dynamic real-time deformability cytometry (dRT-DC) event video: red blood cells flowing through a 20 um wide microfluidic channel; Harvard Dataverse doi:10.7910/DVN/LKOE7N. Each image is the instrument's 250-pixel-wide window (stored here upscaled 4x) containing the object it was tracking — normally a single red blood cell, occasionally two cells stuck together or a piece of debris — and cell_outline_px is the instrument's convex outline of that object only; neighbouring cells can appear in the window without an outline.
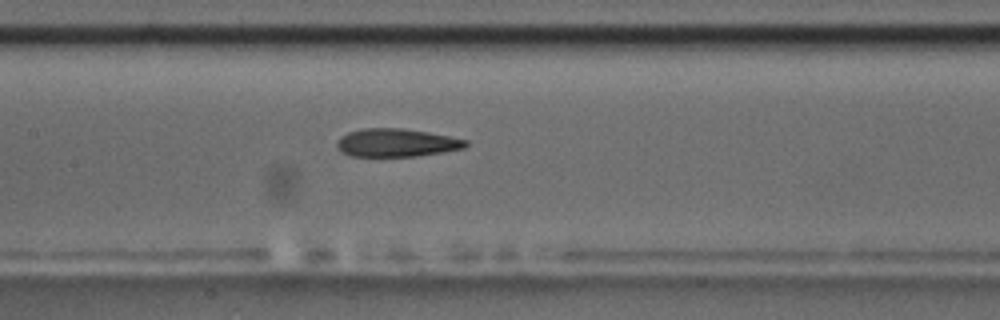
{"species": "common noctule bat (a hibernating species)", "species_latin": "Nyctalus noctula", "temperature_condition": "room temperature", "stored_images_in_passage": 41, "camera_frame_rate_fps": 3000, "um_per_image_px": 0.085, "animal": {"sex": "male", "body_mass_g": 17.5, "forearm_length_mm": 52.3}, "frame": {"image": 1, "passage_image": 12, "time_ms": 3.667, "image_size_px": [1000, 320], "cell_outline_px": [[468, 144], [464, 148], [444, 152], [420, 156], [352, 156], [336, 148], [336, 140], [340, 136], [348, 132], [360, 128], [404, 128], [428, 132], [468, 140]], "centroid_in_image_um": [33.69, 12.12], "position_along_channel_um": 173.7, "area_um2": 21.27}, "authors_computed_cell_mechanics": {"area_um2": 21.8484, "velocity_mm_per_s": 3.7658, "shape_relaxation_time_tau1_ms": null, "shape_relaxation_time_tau2_ms": 3.3134, "deformation_change_tau1": null, "deformation_change_tau2": 0.142}}